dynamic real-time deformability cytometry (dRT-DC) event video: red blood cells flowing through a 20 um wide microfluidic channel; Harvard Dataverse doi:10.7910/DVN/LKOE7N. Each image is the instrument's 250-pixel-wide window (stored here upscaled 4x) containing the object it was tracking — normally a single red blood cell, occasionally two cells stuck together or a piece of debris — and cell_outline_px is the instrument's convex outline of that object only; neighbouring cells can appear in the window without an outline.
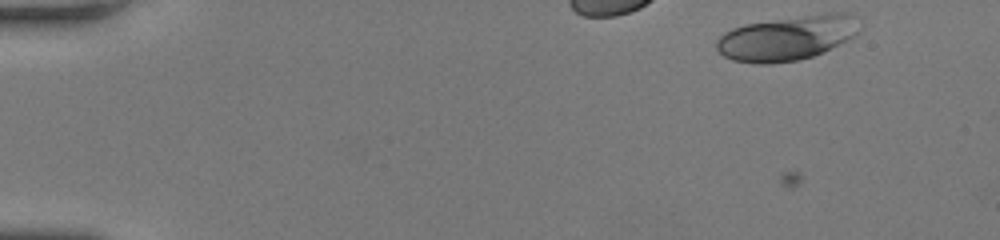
{"species": "human", "species_latin": "Homo sapiens", "temperature_condition": "room temperature", "stored_images_in_passage": 40, "camera_frame_rate_fps": 3000, "um_per_image_px": 0.085, "donor": {"sex": "female"}, "frame": {"image": 1, "passage_image": 1, "time_ms": 0.0, "image_size_px": [1000, 240], "cell_outline_px": [[864, 24], [860, 32], [812, 56], [800, 60], [772, 64], [756, 64], [732, 60], [724, 56], [716, 48], [716, 40], [724, 32], [732, 28], [744, 24], [828, 12], [852, 12], [860, 16]], "centroid_in_image_um": [66.97, 3.2], "position_along_channel_um": 18.0, "area_um2": 37.69}}
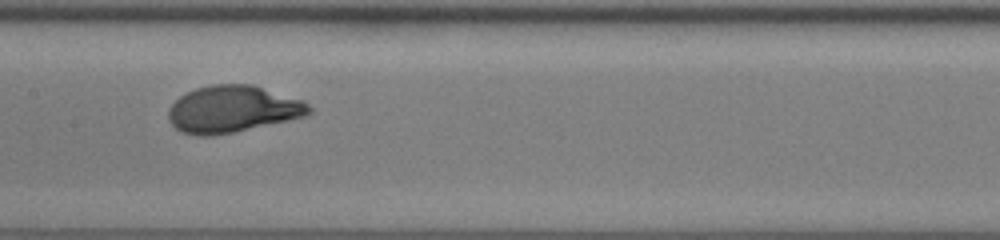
{"frame": {"image": 2, "passage_image": 20, "time_ms": 6.333, "image_size_px": [1000, 240], "cell_outline_px": [[312, 112], [308, 116], [232, 132], [212, 136], [200, 136], [180, 132], [168, 120], [168, 108], [180, 96], [196, 88], [212, 84], [252, 84], [300, 100], [308, 104], [312, 108]], "centroid_in_image_um": [19.75, 9.28], "position_along_channel_um": 187.6, "area_um2": 38.26}}
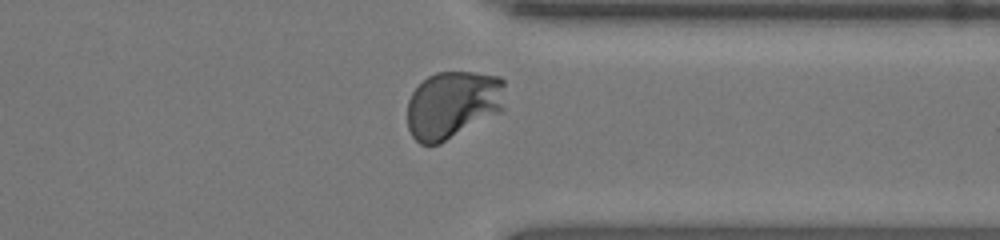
{"frame": {"image": 3, "passage_image": 35, "time_ms": 11.333, "image_size_px": [1000, 240], "cell_outline_px": [[504, 108], [500, 112], [440, 144], [420, 144], [412, 136], [408, 128], [408, 100], [412, 92], [428, 76], [436, 72], [472, 72], [500, 76], [504, 80]], "centroid_in_image_um": [38.49, 8.89], "position_along_channel_um": 372.9, "area_um2": 38.67}, "authors_computed_cell_mechanics": {"area_um2": 37.4255, "velocity_mm_per_s": 3.7102, "shape_relaxation_time_tau1_ms": 4.4885, "shape_relaxation_time_tau2_ms": null, "deformation_change_tau1": 0.202, "deformation_change_tau2": null}}